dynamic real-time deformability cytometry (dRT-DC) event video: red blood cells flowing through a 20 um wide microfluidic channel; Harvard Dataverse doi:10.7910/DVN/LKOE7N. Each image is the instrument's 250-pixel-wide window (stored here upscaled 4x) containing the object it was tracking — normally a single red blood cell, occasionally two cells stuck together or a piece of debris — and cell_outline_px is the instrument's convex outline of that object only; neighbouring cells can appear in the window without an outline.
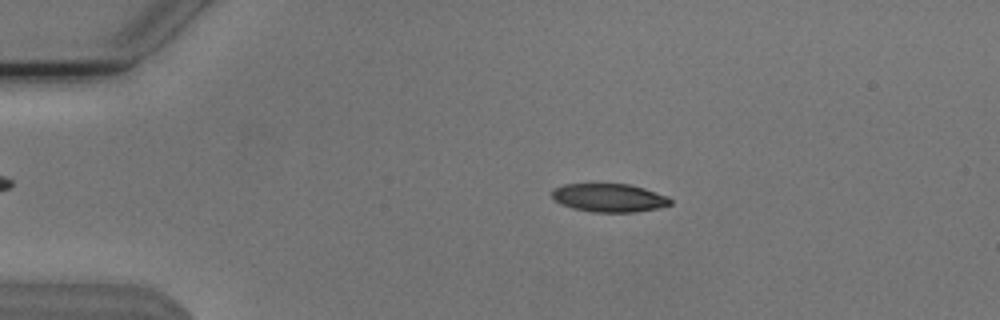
{"species": "Egyptian fruit bat (a non-hibernating species)", "species_latin": "Rousettus aegyptiacus", "temperature_condition": "cold", "stored_images_in_passage": 54, "camera_frame_rate_fps": 3000, "um_per_image_px": 0.085, "animal": {"sex": "male"}, "frame": {"image": 1, "passage_image": 11, "time_ms": 3.333, "image_size_px": [1000, 320], "cell_outline_px": [[672, 204], [656, 208], [636, 212], [592, 212], [572, 208], [560, 204], [552, 196], [552, 188], [564, 184], [628, 184], [644, 188], [668, 196], [672, 200]], "centroid_in_image_um": [51.77, 16.81], "position_along_channel_um": 33.2, "area_um2": 19.59}}
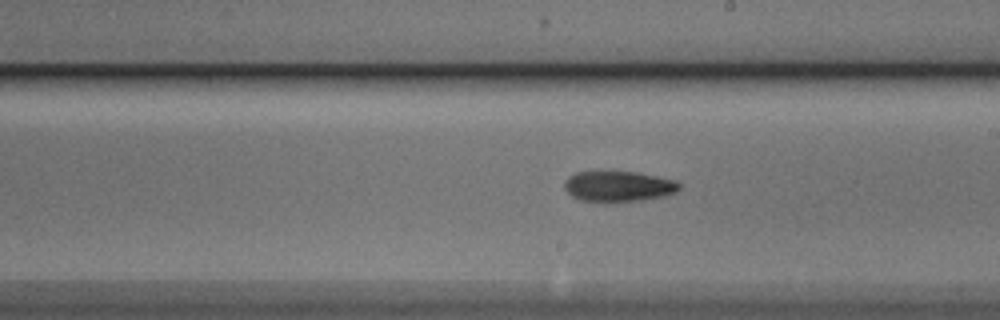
{"frame": {"image": 2, "passage_image": 31, "time_ms": 10.0, "image_size_px": [1000, 320], "cell_outline_px": [[680, 188], [676, 192], [664, 196], [640, 200], [580, 200], [572, 196], [564, 188], [564, 184], [568, 176], [576, 172], [636, 172], [676, 180], [680, 184]], "centroid_in_image_um": [52.59, 15.81], "position_along_channel_um": 236.4, "area_um2": 19.94}}
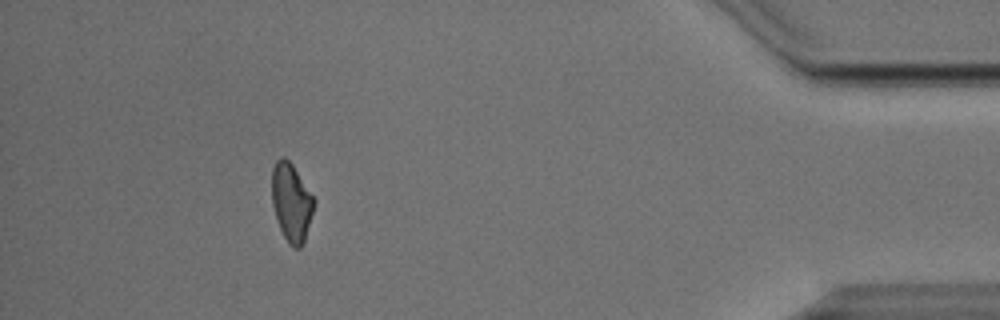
{"frame": {"image": 3, "passage_image": 49, "time_ms": 16.0, "image_size_px": [1000, 320], "cell_outline_px": [[316, 200], [304, 240], [300, 248], [292, 248], [288, 244], [280, 228], [272, 204], [272, 168], [276, 160], [280, 156], [284, 156], [292, 164]], "centroid_in_image_um": [24.76, 17.17], "position_along_channel_um": 410.4, "area_um2": 19.07}}